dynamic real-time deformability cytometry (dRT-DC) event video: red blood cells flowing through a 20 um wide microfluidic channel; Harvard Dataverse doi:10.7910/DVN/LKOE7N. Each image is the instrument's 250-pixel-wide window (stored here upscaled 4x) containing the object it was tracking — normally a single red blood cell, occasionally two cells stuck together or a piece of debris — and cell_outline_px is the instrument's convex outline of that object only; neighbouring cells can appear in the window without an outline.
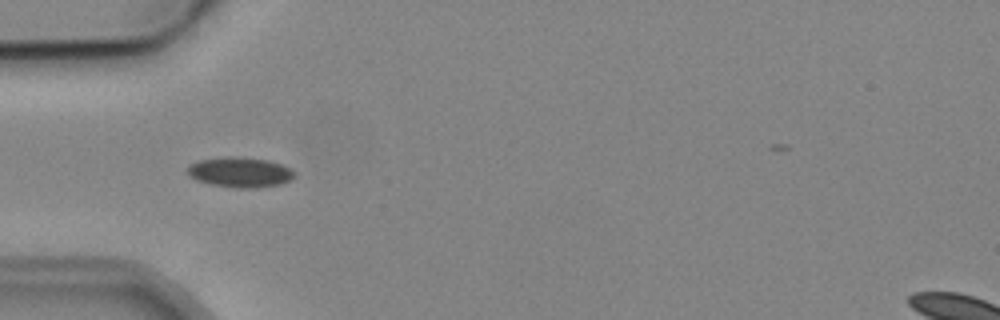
{"species": "common noctule bat (a hibernating species)", "species_latin": "Nyctalus noctula", "temperature_condition": "cold", "stored_images_in_passage": 6, "camera_frame_rate_fps": 3000, "um_per_image_px": 0.085, "animal": {"sex": "male", "body_mass_g": 19.2, "forearm_length_mm": 51.8}, "frame": {"image": 1, "passage_image": 6, "time_ms": 6.667, "image_size_px": [1000, 320], "cell_outline_px": [[296, 176], [292, 180], [280, 184], [252, 188], [240, 188], [212, 184], [196, 180], [188, 176], [188, 164], [200, 160], [228, 156], [232, 156], [268, 160], [280, 164], [288, 168]], "centroid_in_image_um": [20.38, 14.64], "position_along_channel_um": 64.6, "area_um2": 18.61}}